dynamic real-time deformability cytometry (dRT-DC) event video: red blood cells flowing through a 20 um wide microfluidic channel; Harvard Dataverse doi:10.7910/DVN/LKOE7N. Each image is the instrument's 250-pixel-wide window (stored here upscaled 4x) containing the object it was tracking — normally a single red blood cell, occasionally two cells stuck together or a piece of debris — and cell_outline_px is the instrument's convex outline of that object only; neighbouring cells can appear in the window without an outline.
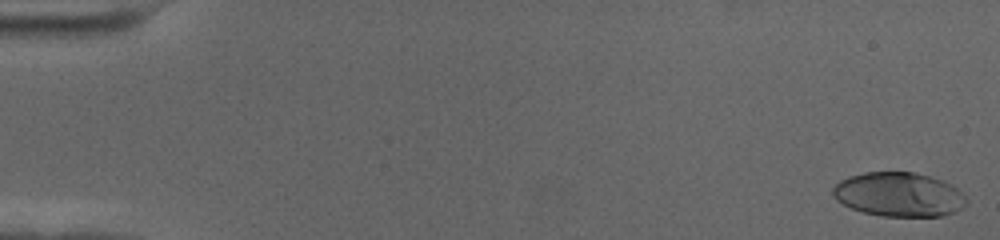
{"species": "human", "species_latin": "Homo sapiens", "temperature_condition": "cold", "stored_images_in_passage": 59, "camera_frame_rate_fps": 3000, "um_per_image_px": 0.085, "donor": {"sex": "female"}, "frame": {"image": 1, "passage_image": 1, "time_ms": 0.0, "image_size_px": [1000, 240], "cell_outline_px": [[968, 204], [952, 212], [940, 216], [880, 216], [864, 212], [852, 208], [836, 200], [832, 196], [832, 188], [840, 180], [848, 176], [864, 172], [916, 172], [944, 180], [952, 184], [968, 200]], "centroid_in_image_um": [76.39, 16.52], "position_along_channel_um": 8.6, "area_um2": 34.51}}
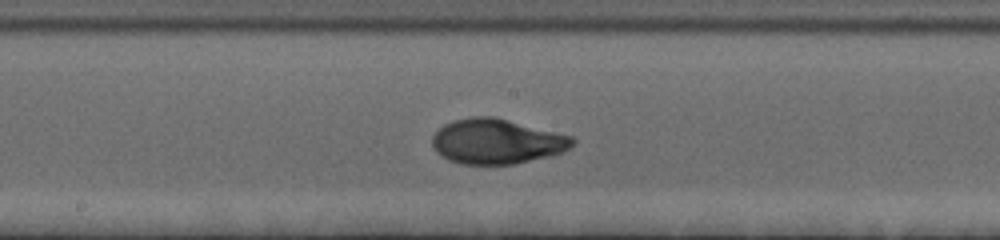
{"frame": {"image": 2, "passage_image": 32, "time_ms": 10.333, "image_size_px": [1000, 240], "cell_outline_px": [[576, 140], [564, 152], [552, 156], [516, 164], [460, 164], [448, 160], [436, 152], [432, 148], [432, 136], [444, 124], [452, 120], [472, 116], [492, 116], [572, 136]], "centroid_in_image_um": [42.2, 12.03], "position_along_channel_um": 206.0, "area_um2": 36.93}}
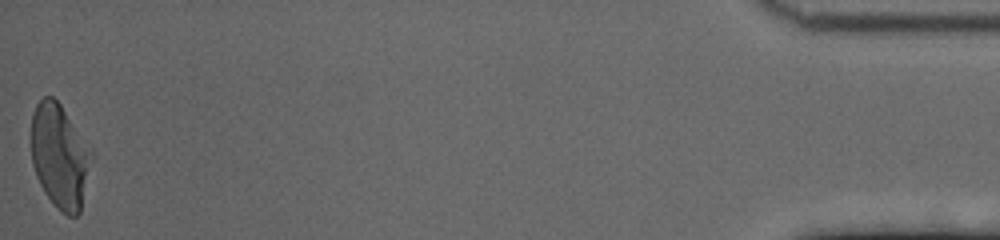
{"frame": {"image": 3, "passage_image": 59, "time_ms": 19.333, "image_size_px": [1000, 240], "cell_outline_px": [[92, 156], [80, 212], [76, 216], [68, 216], [60, 212], [56, 208], [44, 192], [36, 176], [32, 164], [32, 116], [36, 104], [44, 96], [52, 96], [60, 104], [92, 148]], "centroid_in_image_um": [5.08, 13.28], "position_along_channel_um": 430.1, "area_um2": 36.53}, "authors_computed_cell_mechanics": {"area_um2": 35.6048, "velocity_mm_per_s": 3.4623, "shape_relaxation_time_tau1_ms": 4.102, "shape_relaxation_time_tau2_ms": 0.873, "deformation_change_tau1": 0.2044, "deformation_change_tau2": 0.04}}